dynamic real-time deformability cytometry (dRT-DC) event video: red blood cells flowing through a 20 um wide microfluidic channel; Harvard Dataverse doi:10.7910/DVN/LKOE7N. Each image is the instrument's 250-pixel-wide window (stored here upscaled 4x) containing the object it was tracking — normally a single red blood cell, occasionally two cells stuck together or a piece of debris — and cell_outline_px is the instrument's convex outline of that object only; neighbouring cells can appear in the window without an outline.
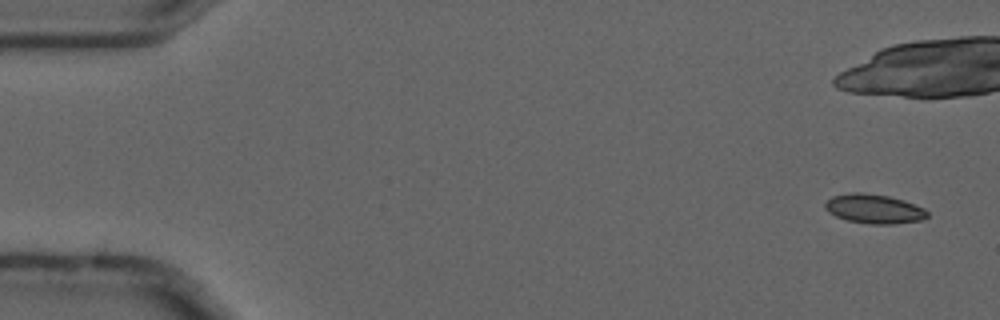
{"species": "common noctule bat (a hibernating species)", "species_latin": "Nyctalus noctula", "temperature_condition": "cold", "stored_images_in_passage": 4, "camera_frame_rate_fps": 3000, "um_per_image_px": 0.085, "animal": {"sex": "male", "forearm_length_mm": 52.5}, "frame": {"image": 1, "passage_image": 1, "time_ms": 0.0, "image_size_px": [1000, 320], "cell_outline_px": [[928, 216], [924, 220], [892, 224], [868, 224], [848, 220], [836, 216], [828, 212], [824, 208], [824, 204], [832, 196], [852, 192], [860, 192], [888, 196], [904, 200], [924, 208], [928, 212]], "centroid_in_image_um": [74.3, 17.75], "position_along_channel_um": 10.7, "area_um2": 17.51}}